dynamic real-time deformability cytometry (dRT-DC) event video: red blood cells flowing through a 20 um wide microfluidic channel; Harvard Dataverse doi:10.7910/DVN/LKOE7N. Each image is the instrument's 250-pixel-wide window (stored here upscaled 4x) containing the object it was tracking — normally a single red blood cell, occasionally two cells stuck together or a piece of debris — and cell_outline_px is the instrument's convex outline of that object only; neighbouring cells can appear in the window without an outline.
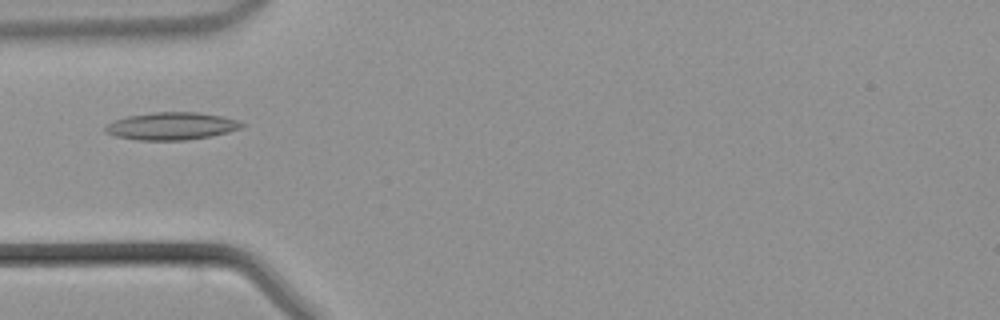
{"species": "common noctule bat (a hibernating species)", "species_latin": "Nyctalus noctula", "temperature_condition": "warm", "stored_images_in_passage": 33, "camera_frame_rate_fps": 3000, "um_per_image_px": 0.085, "animal": {"sex": "male", "body_mass_g": 21.5, "forearm_length_mm": 52.0}, "frame": {"image": 1, "passage_image": 2, "time_ms": 0.333, "image_size_px": [1000, 320], "cell_outline_px": [[244, 124], [240, 128], [228, 132], [212, 136], [184, 140], [136, 140], [116, 136], [104, 132], [104, 128], [108, 124], [116, 120], [128, 116], [152, 112], [200, 112], [220, 116], [236, 120]], "centroid_in_image_um": [14.56, 10.72], "position_along_channel_um": 70.4, "area_um2": 21.73}}
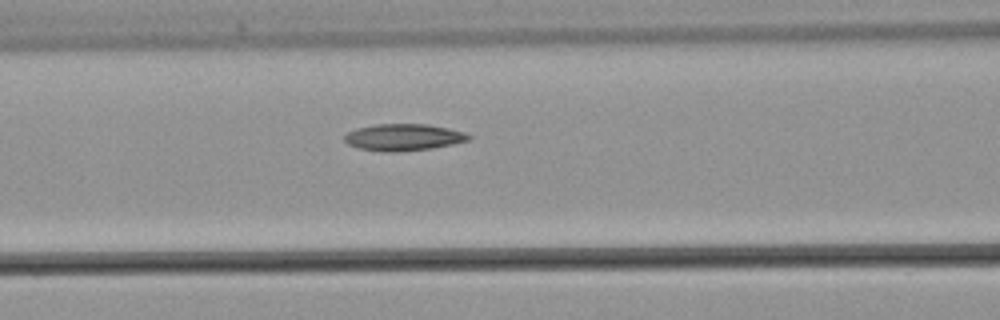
{"frame": {"image": 2, "passage_image": 6, "time_ms": 1.667, "image_size_px": [1000, 320], "cell_outline_px": [[472, 140], [432, 148], [396, 152], [384, 152], [360, 148], [348, 144], [344, 140], [344, 136], [348, 132], [356, 128], [376, 124], [428, 124], [448, 128], [464, 132], [472, 136]], "centroid_in_image_um": [34.32, 11.66], "position_along_channel_um": 132.3, "area_um2": 19.42}}
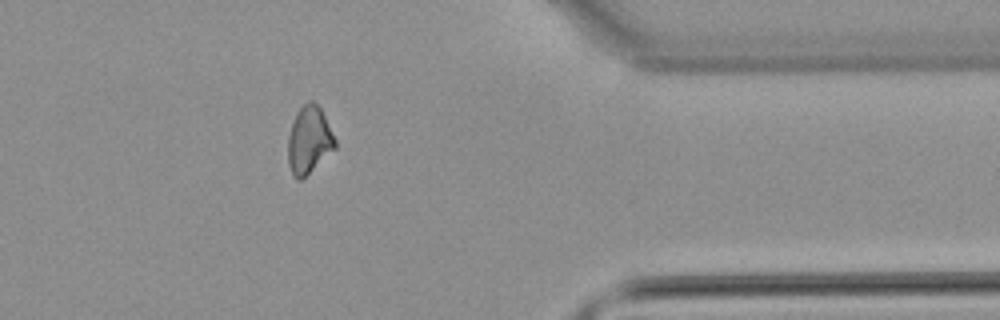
{"frame": {"image": 3, "passage_image": 24, "time_ms": 7.667, "image_size_px": [1000, 320], "cell_outline_px": [[336, 148], [300, 180], [296, 180], [292, 176], [288, 164], [288, 136], [296, 112], [308, 100], [312, 100], [320, 108], [336, 140]], "centroid_in_image_um": [26.25, 11.92], "position_along_channel_um": 385.1, "area_um2": 18.32}}